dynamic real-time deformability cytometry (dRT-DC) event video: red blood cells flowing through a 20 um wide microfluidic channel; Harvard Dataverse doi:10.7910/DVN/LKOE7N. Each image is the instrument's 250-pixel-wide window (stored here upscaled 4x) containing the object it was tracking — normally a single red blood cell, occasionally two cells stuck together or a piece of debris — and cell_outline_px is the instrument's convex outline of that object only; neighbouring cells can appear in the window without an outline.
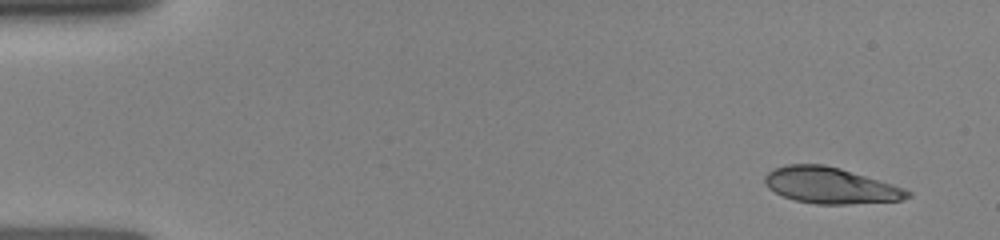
{"species": "human", "species_latin": "Homo sapiens", "temperature_condition": "room temperature", "stored_images_in_passage": 9, "camera_frame_rate_fps": 3000, "um_per_image_px": 0.085, "donor": {"sex": "female"}, "frame": {"image": 1, "passage_image": 1, "time_ms": 0.0, "image_size_px": [1000, 240], "cell_outline_px": [[912, 196], [900, 200], [848, 204], [816, 204], [796, 200], [784, 196], [768, 188], [764, 184], [764, 176], [768, 172], [776, 168], [788, 164], [824, 164], [840, 168], [892, 184], [904, 188], [912, 192]], "centroid_in_image_um": [70.58, 15.76], "position_along_channel_um": 14.4, "area_um2": 29.82}}
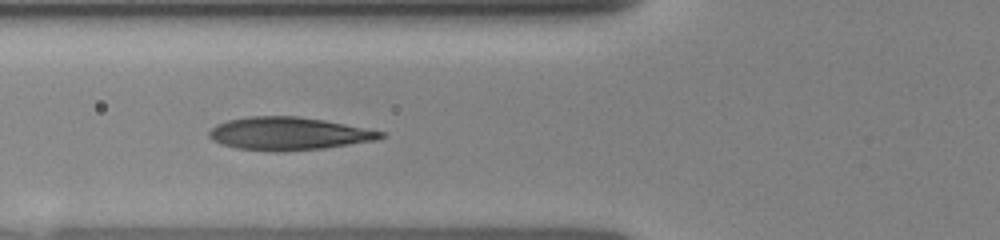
{"frame": {"image": 2, "passage_image": 7, "time_ms": 5.0, "image_size_px": [1000, 240], "cell_outline_px": [[384, 136], [376, 140], [324, 148], [280, 152], [272, 152], [236, 148], [220, 144], [212, 140], [208, 136], [208, 132], [216, 124], [228, 120], [248, 116], [296, 116], [324, 120], [384, 132]], "centroid_in_image_um": [24.47, 11.36], "position_along_channel_um": 101.3, "area_um2": 32.89}}
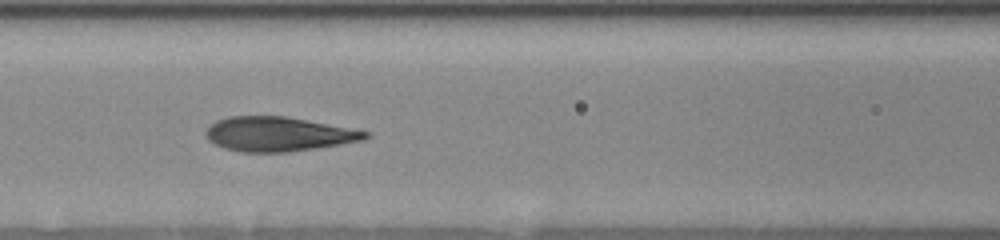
{"frame": {"image": 3, "passage_image": 8, "time_ms": 6.0, "image_size_px": [1000, 240], "cell_outline_px": [[368, 136], [364, 140], [316, 148], [288, 152], [240, 152], [224, 148], [208, 140], [204, 132], [216, 120], [228, 116], [284, 116], [368, 132]], "centroid_in_image_um": [23.58, 11.4], "position_along_channel_um": 143.0, "area_um2": 31.56}}